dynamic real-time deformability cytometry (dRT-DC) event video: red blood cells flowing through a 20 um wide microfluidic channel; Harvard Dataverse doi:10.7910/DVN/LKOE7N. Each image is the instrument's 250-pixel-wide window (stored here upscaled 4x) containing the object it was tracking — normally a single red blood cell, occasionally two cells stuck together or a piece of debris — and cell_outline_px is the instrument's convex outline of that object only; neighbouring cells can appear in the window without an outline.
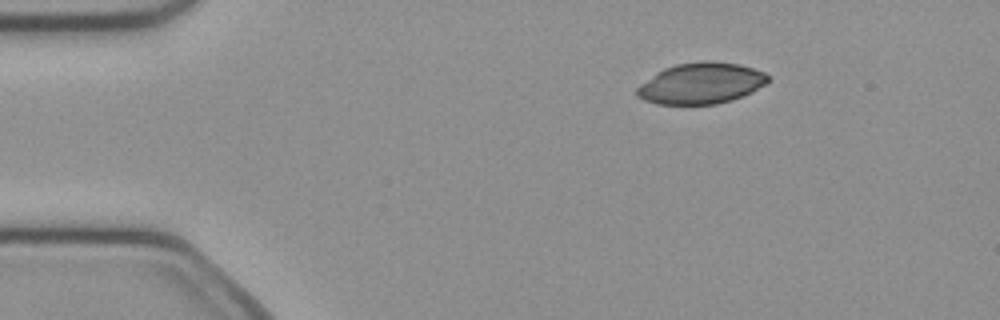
{"species": "common noctule bat (a hibernating species)", "species_latin": "Nyctalus noctula", "temperature_condition": "cold", "stored_images_in_passage": 43, "camera_frame_rate_fps": 3000, "um_per_image_px": 0.085, "animal": {"sex": "female", "body_mass_g": 21.9}, "frame": {"image": 1, "passage_image": 1, "time_ms": 0.0, "image_size_px": [1000, 320], "cell_outline_px": [[768, 80], [764, 84], [752, 92], [732, 100], [716, 104], [656, 104], [644, 100], [636, 96], [636, 88], [640, 84], [656, 72], [664, 68], [676, 64], [700, 60], [712, 60], [740, 64], [764, 72], [768, 76]], "centroid_in_image_um": [59.56, 7.07], "position_along_channel_um": 25.4, "area_um2": 31.56}}